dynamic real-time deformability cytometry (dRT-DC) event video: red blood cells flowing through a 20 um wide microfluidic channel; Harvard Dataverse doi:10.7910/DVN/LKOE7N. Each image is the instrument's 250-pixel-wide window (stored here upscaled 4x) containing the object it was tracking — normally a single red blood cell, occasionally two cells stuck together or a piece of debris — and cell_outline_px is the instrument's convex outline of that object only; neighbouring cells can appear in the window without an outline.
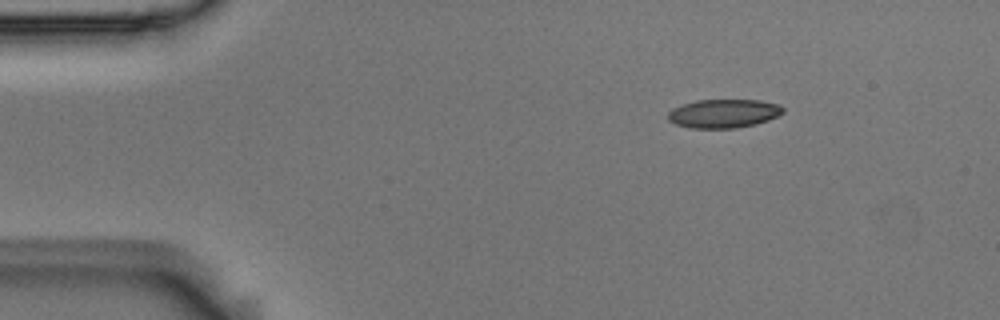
{"species": "Egyptian fruit bat (a non-hibernating species)", "species_latin": "Rousettus aegyptiacus", "temperature_condition": "room temperature", "stored_images_in_passage": 4, "camera_frame_rate_fps": 3000, "um_per_image_px": 0.085, "animal": {"sex": "male"}, "frame": {"image": 1, "passage_image": 2, "time_ms": 0.333, "image_size_px": [1000, 320], "cell_outline_px": [[784, 112], [768, 120], [756, 124], [736, 128], [688, 128], [676, 124], [668, 120], [668, 112], [672, 108], [680, 104], [696, 100], [760, 100], [780, 104], [784, 108]], "centroid_in_image_um": [61.49, 9.64], "position_along_channel_um": 23.5, "area_um2": 19.42}}